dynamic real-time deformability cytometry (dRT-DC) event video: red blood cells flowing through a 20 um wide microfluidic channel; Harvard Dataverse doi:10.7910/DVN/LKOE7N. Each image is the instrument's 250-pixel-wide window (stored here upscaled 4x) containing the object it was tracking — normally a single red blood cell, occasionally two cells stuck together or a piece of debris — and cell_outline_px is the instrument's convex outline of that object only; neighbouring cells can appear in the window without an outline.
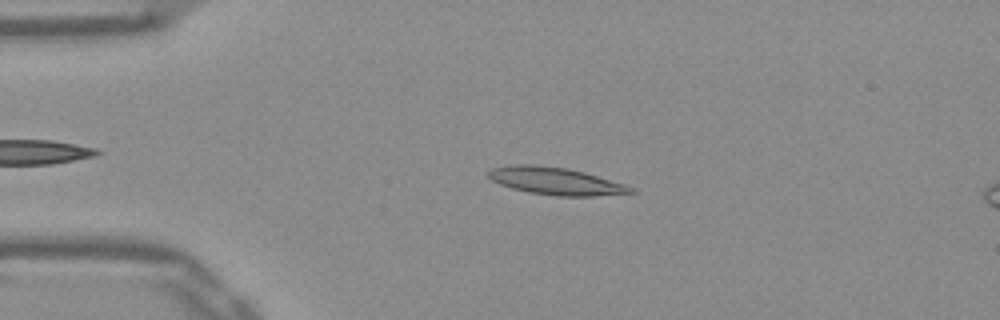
{"species": "Egyptian fruit bat (a non-hibernating species)", "species_latin": "Rousettus aegyptiacus", "temperature_condition": "warm", "stored_images_in_passage": 52, "camera_frame_rate_fps": 3000, "um_per_image_px": 0.085, "frame": {"image": 1, "passage_image": 12, "time_ms": 3.667, "image_size_px": [1000, 320], "cell_outline_px": [[636, 192], [596, 196], [556, 196], [528, 192], [512, 188], [500, 184], [492, 180], [488, 176], [488, 172], [492, 168], [516, 164], [532, 164], [568, 168], [584, 172], [624, 184], [636, 188]], "centroid_in_image_um": [47.24, 15.39], "position_along_channel_um": 37.8, "area_um2": 22.66}}
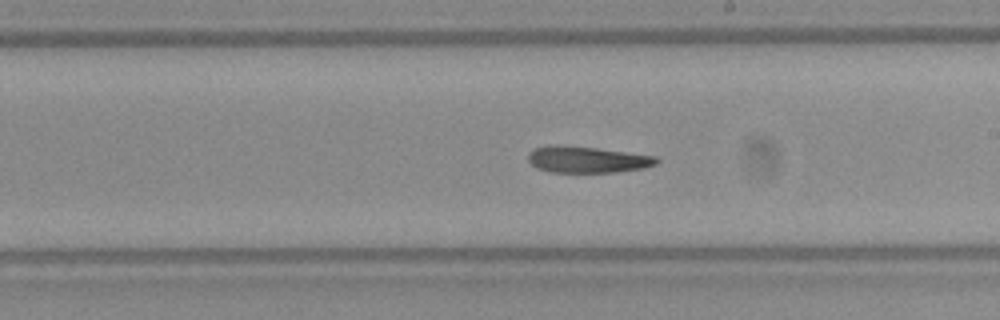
{"frame": {"image": 2, "passage_image": 30, "time_ms": 9.667, "image_size_px": [1000, 320], "cell_outline_px": [[660, 160], [656, 164], [644, 168], [616, 172], [552, 172], [536, 168], [528, 160], [528, 152], [532, 148], [556, 144], [596, 148], [656, 156]], "centroid_in_image_um": [49.88, 13.56], "position_along_channel_um": 239.1, "area_um2": 19.83}}
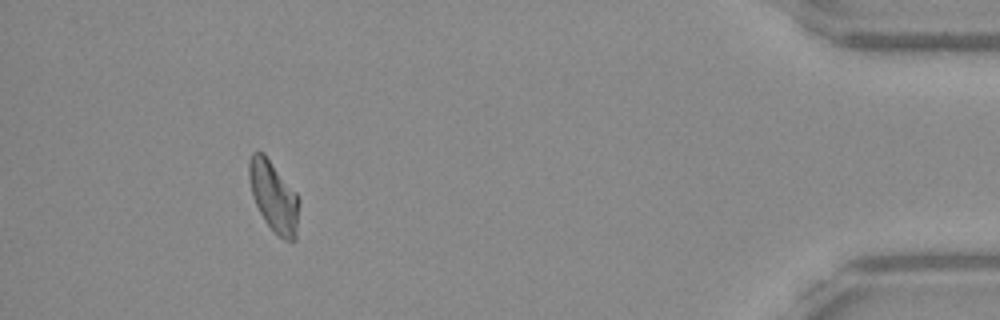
{"frame": {"image": 3, "passage_image": 48, "time_ms": 15.667, "image_size_px": [1000, 320], "cell_outline_px": [[300, 200], [296, 240], [284, 240], [264, 220], [252, 196], [248, 176], [248, 160], [252, 152], [264, 152], [296, 192]], "centroid_in_image_um": [23.27, 16.66], "position_along_channel_um": 411.9, "area_um2": 20.69}}